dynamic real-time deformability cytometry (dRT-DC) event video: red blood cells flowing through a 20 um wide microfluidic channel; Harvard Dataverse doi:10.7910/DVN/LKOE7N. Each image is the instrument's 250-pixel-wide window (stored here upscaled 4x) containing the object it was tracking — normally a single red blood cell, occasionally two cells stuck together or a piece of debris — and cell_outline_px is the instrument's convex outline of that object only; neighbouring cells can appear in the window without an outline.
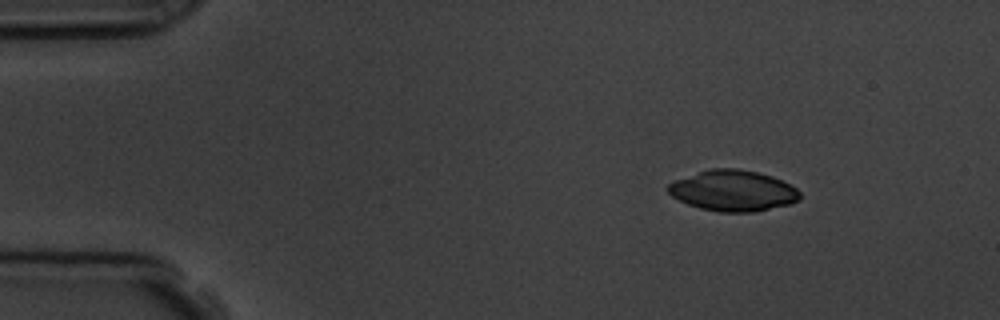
{"species": "common noctule bat (a hibernating species)", "species_latin": "Nyctalus noctula", "temperature_condition": "room temperature", "stored_images_in_passage": 47, "camera_frame_rate_fps": 3000, "um_per_image_px": 0.085, "animal": {"sex": "male", "body_mass_g": 19.5, "forearm_length_mm": 54.6}, "frame": {"image": 1, "passage_image": 1, "time_ms": 0.0, "image_size_px": [1000, 320], "cell_outline_px": [[800, 200], [792, 204], [752, 212], [720, 212], [700, 208], [688, 204], [672, 196], [668, 192], [668, 184], [676, 180], [712, 168], [736, 168], [756, 172], [772, 176], [796, 188], [800, 192]], "centroid_in_image_um": [62.34, 16.22], "position_along_channel_um": 22.7, "area_um2": 31.1}}